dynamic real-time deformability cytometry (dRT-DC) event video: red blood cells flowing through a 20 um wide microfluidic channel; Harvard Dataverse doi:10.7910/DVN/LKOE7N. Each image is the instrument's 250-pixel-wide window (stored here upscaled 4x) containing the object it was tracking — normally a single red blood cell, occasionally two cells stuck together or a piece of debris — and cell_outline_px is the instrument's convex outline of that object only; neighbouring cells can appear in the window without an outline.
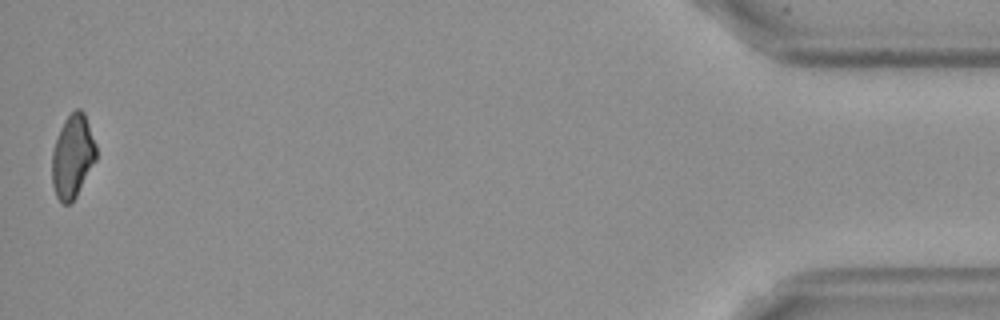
{"species": "Egyptian fruit bat (a non-hibernating species)", "species_latin": "Rousettus aegyptiacus", "temperature_condition": "cold", "stored_images_in_passage": 16, "camera_frame_rate_fps": 3000, "um_per_image_px": 0.085, "frame": {"image": 1, "passage_image": 16, "time_ms": 19.333, "image_size_px": [1000, 320], "cell_outline_px": [[96, 160], [76, 196], [68, 204], [64, 204], [56, 196], [52, 184], [52, 152], [60, 128], [64, 120], [76, 108], [80, 108], [84, 112], [96, 144]], "centroid_in_image_um": [6.17, 13.27], "position_along_channel_um": 429.0, "area_um2": 21.27}, "authors_computed_cell_mechanics": {"area_um2": 20.3745, "velocity_mm_per_s": 3.5773, "shape_relaxation_time_tau1_ms": 9.1207, "shape_relaxation_time_tau2_ms": 3.183, "deformation_change_tau1": 0.1055, "deformation_change_tau2": 0.042}}